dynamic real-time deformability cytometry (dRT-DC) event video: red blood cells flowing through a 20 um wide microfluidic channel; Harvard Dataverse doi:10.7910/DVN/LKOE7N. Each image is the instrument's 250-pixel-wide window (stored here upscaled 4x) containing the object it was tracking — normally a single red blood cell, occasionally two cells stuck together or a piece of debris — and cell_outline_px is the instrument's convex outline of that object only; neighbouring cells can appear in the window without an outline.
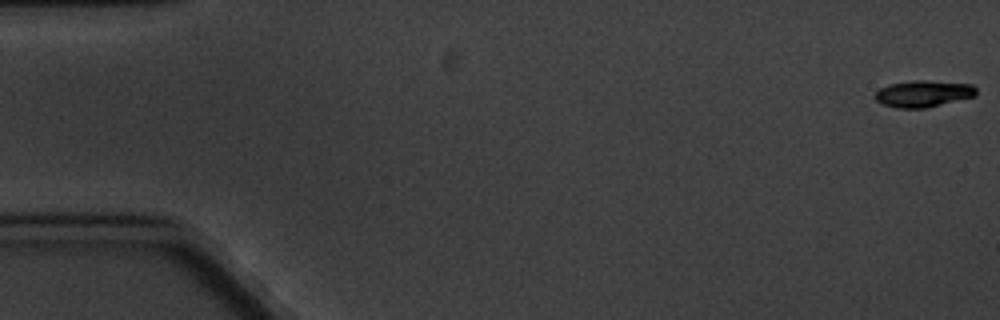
{"species": "common noctule bat (a hibernating species)", "species_latin": "Nyctalus noctula", "temperature_condition": "cold", "stored_images_in_passage": 6, "segment_of_instrument_passage": [1, 2], "camera_frame_rate_fps": 3000, "um_per_image_px": 0.085, "animal": {"sex": "male", "body_mass_g": 20.1, "forearm_length_mm": 53.5}, "frame": {"image": 1, "passage_image": 1, "time_ms": 0.0, "image_size_px": [1000, 320], "cell_outline_px": [[976, 96], [924, 108], [896, 108], [880, 104], [872, 96], [880, 88], [888, 84], [916, 80], [924, 80], [972, 84], [976, 88]], "centroid_in_image_um": [78.44, 7.96], "position_along_channel_um": 6.6, "area_um2": 15.78}}
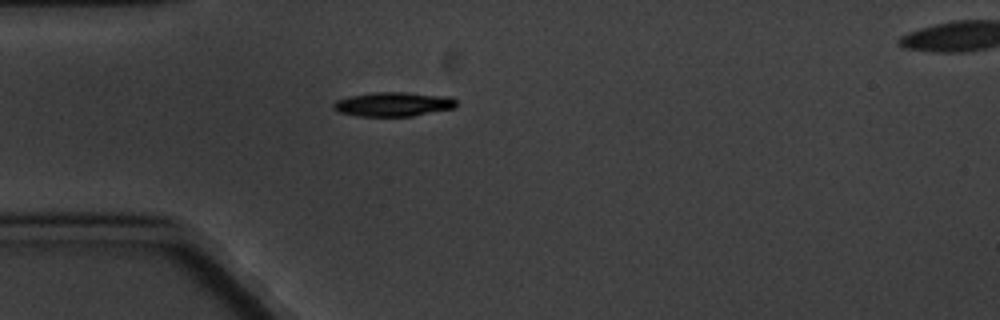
{"frame": {"image": 2, "passage_image": 5, "time_ms": 5.333, "image_size_px": [1000, 320], "cell_outline_px": [[456, 108], [412, 116], [356, 116], [340, 112], [332, 108], [332, 104], [336, 100], [348, 96], [376, 92], [408, 92], [452, 96], [456, 100]], "centroid_in_image_um": [33.46, 8.85], "position_along_channel_um": 51.5, "area_um2": 17.63}}